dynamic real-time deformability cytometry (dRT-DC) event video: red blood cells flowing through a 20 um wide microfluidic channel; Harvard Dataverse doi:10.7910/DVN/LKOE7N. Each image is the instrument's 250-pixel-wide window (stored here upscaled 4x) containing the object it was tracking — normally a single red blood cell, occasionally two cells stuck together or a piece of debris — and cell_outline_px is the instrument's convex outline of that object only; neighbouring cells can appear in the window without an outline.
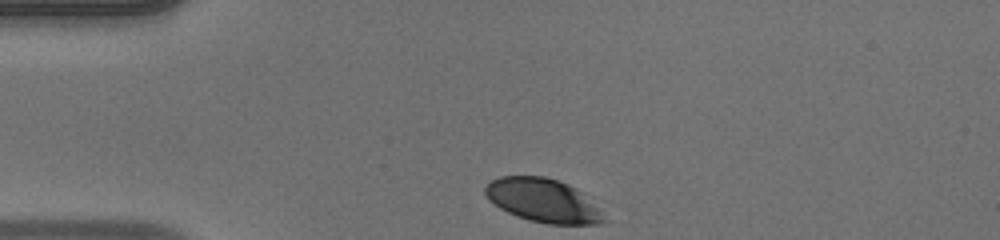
{"species": "human", "species_latin": "Homo sapiens", "temperature_condition": "warm", "stored_images_in_passage": 31, "camera_frame_rate_fps": 3000, "um_per_image_px": 0.085, "donor": {"sex": "male"}, "frame": {"image": 1, "passage_image": 1, "time_ms": 0.0, "image_size_px": [1000, 240], "cell_outline_px": [[608, 220], [600, 224], [548, 224], [528, 220], [516, 216], [500, 208], [488, 200], [484, 192], [484, 188], [492, 180], [500, 176], [544, 176], [560, 180], [576, 188]], "centroid_in_image_um": [46.11, 17.04], "position_along_channel_um": 38.9, "area_um2": 29.94}}
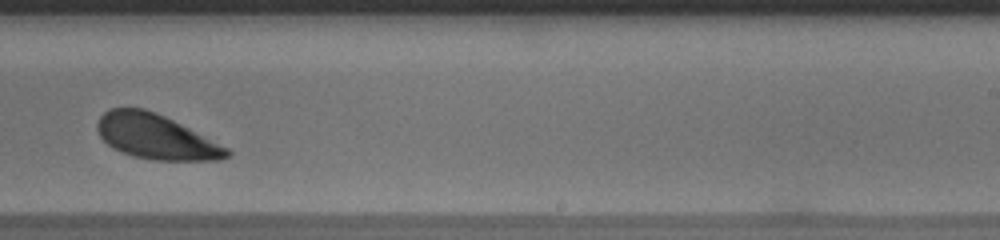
{"frame": {"image": 2, "passage_image": 21, "time_ms": 6.667, "image_size_px": [1000, 240], "cell_outline_px": [[232, 152], [228, 156], [220, 160], [152, 160], [132, 156], [120, 152], [112, 148], [100, 136], [96, 128], [96, 124], [100, 116], [108, 108], [144, 108], [156, 112], [228, 148]], "centroid_in_image_um": [13.2, 11.62], "position_along_channel_um": 275.8, "area_um2": 33.64}}
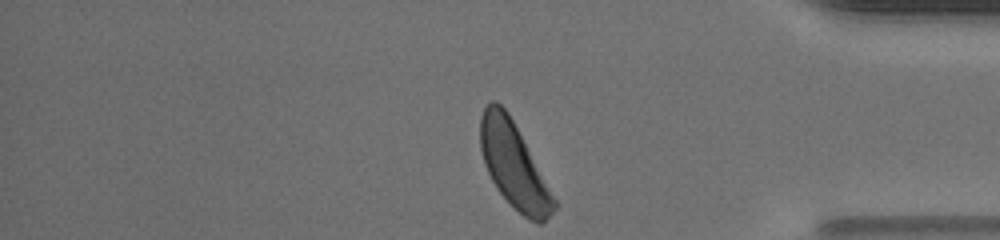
{"frame": {"image": 3, "passage_image": 31, "time_ms": 10.0, "image_size_px": [1000, 240], "cell_outline_px": [[560, 204], [540, 224], [536, 224], [528, 220], [496, 188], [484, 164], [480, 148], [480, 116], [484, 108], [492, 100], [496, 100], [508, 112]], "centroid_in_image_um": [43.7, 14.05], "position_along_channel_um": 391.5, "area_um2": 36.47}, "authors_computed_cell_mechanics": {"area_um2": 34.7378, "velocity_mm_per_s": 4.1194, "shape_relaxation_time_tau1_ms": 1.7106, "shape_relaxation_time_tau2_ms": null, "deformation_change_tau1": 0.0987, "deformation_change_tau2": null}}